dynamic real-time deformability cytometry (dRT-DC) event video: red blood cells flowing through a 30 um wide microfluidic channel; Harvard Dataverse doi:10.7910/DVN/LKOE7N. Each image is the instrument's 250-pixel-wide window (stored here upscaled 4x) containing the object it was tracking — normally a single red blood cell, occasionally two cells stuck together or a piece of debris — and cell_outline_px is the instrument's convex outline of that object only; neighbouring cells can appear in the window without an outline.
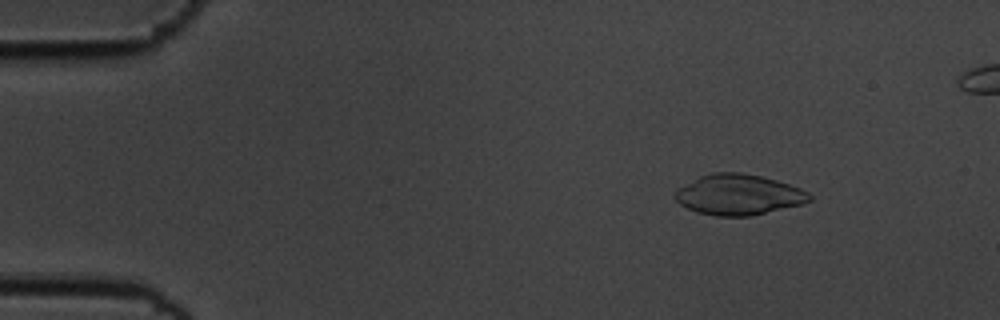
{"species": "common noctule bat (a hibernating species)", "species_latin": "Nyctalus noctula", "temperature_condition": "cold", "stored_images_in_passage": 48, "camera_frame_rate_fps": 3000, "um_per_image_px": 0.085, "animal": {"sex": "male", "body_mass_g": 19.5, "forearm_length_mm": 54.6}, "frame": {"image": 1, "passage_image": 1, "time_ms": 0.0, "image_size_px": [1000, 320], "cell_outline_px": [[812, 200], [804, 204], [752, 216], [716, 216], [696, 212], [680, 204], [676, 200], [676, 188], [700, 176], [712, 172], [740, 172], [760, 176], [776, 180], [800, 188], [808, 192], [812, 196]], "centroid_in_image_um": [62.79, 16.55], "position_along_channel_um": 22.2, "area_um2": 31.91}}